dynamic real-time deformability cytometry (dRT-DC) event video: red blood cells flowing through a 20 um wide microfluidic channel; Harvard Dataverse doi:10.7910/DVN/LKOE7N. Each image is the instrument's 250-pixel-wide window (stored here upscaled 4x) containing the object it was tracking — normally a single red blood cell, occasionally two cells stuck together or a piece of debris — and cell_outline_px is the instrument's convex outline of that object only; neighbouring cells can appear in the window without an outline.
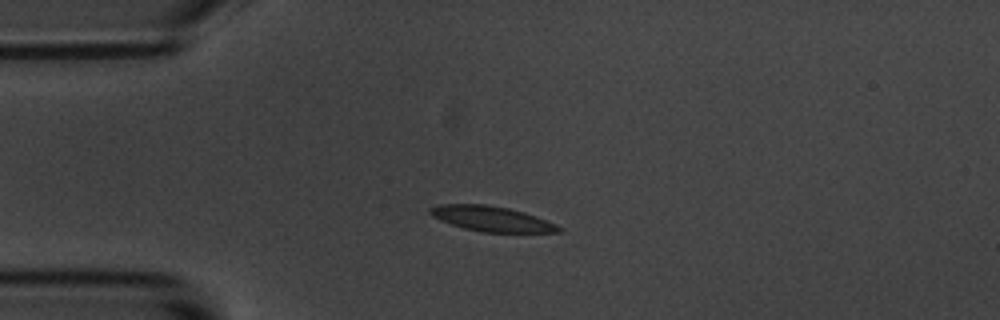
{"species": "common noctule bat (a hibernating species)", "species_latin": "Nyctalus noctula", "temperature_condition": "room temperature", "stored_images_in_passage": 5, "camera_frame_rate_fps": 3000, "um_per_image_px": 0.085, "animal": {"sex": "male", "body_mass_g": 20.1, "forearm_length_mm": 53.5}, "frame": {"image": 1, "passage_image": 1, "time_ms": 0.0, "image_size_px": [1000, 320], "cell_outline_px": [[564, 228], [560, 232], [480, 232], [464, 228], [440, 220], [432, 216], [428, 212], [428, 208], [440, 204], [484, 204], [508, 208], [524, 212], [536, 216], [556, 224]], "centroid_in_image_um": [41.78, 18.59], "position_along_channel_um": 43.2, "area_um2": 18.84}}